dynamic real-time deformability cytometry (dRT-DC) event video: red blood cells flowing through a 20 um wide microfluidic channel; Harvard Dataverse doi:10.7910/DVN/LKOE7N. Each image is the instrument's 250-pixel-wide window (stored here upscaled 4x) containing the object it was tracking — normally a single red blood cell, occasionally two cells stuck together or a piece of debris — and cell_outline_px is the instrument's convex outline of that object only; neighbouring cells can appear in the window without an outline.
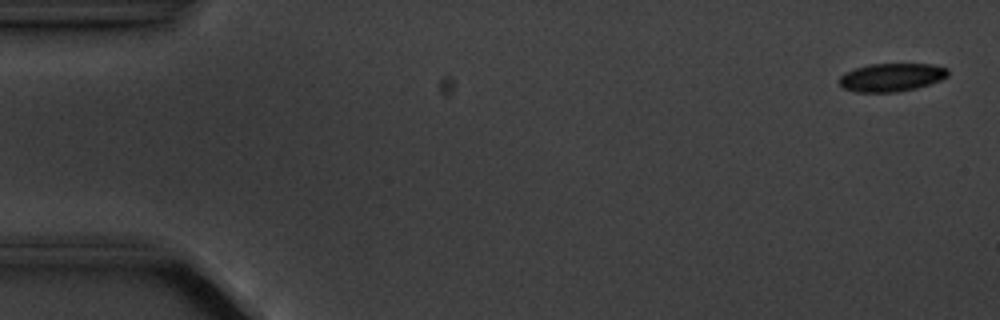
{"species": "common noctule bat (a hibernating species)", "species_latin": "Nyctalus noctula", "temperature_condition": "cold", "stored_images_in_passage": 4, "camera_frame_rate_fps": 3000, "um_per_image_px": 0.085, "animal": {"sex": "male", "body_mass_g": 20.1, "forearm_length_mm": 53.5}, "frame": {"image": 1, "passage_image": 1, "time_ms": 0.0, "image_size_px": [1000, 320], "cell_outline_px": [[948, 76], [940, 80], [916, 88], [896, 92], [856, 92], [844, 88], [840, 84], [840, 76], [844, 72], [868, 64], [932, 64], [948, 68]], "centroid_in_image_um": [75.78, 6.57], "position_along_channel_um": 9.2, "area_um2": 17.8}}